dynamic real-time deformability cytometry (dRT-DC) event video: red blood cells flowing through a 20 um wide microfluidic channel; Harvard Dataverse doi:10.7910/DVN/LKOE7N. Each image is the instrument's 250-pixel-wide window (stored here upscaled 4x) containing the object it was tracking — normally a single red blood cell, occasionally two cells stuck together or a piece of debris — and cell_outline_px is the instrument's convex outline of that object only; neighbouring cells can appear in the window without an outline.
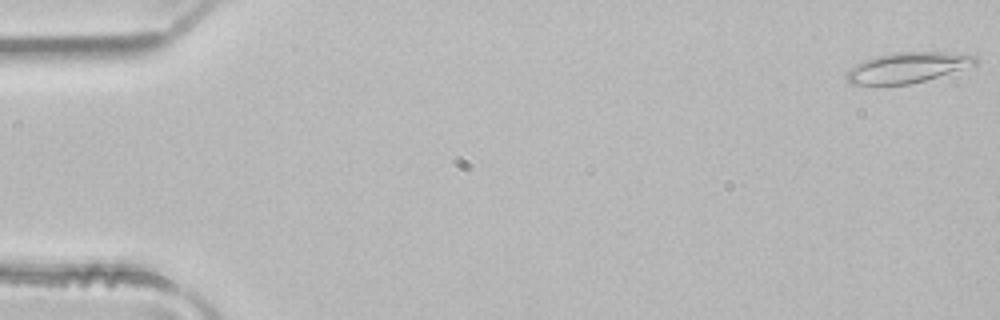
{"species": "common noctule bat (a hibernating species)", "species_latin": "Nyctalus noctula", "temperature_condition": "room temperature", "stored_images_in_passage": 5, "camera_frame_rate_fps": 3000, "um_per_image_px": 0.085, "animal": {"sex": "male", "body_mass_g": 21.5, "forearm_length_mm": 52.0}, "frame": {"image": 1, "passage_image": 1, "time_ms": 0.0, "image_size_px": [1000, 320], "cell_outline_px": [[980, 60], [976, 64], [912, 84], [848, 84], [848, 72], [856, 64], [864, 60], [876, 56], [896, 52], [940, 52], [976, 56]], "centroid_in_image_um": [77.14, 5.73], "position_along_channel_um": 7.9, "area_um2": 22.25}}